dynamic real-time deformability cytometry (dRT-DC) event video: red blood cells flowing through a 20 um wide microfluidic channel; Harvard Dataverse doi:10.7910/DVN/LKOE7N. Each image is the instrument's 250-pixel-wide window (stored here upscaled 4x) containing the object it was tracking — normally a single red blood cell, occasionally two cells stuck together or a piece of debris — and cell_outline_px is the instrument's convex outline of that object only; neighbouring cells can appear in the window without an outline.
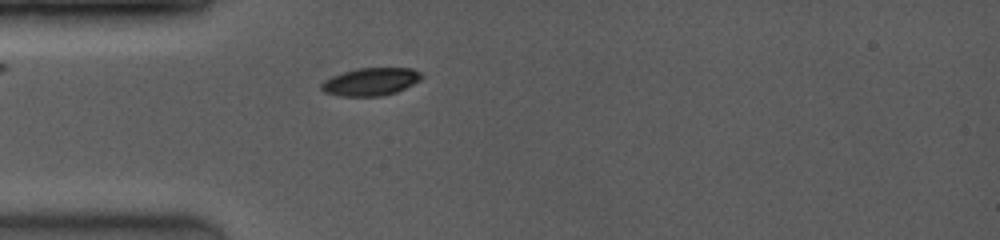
{"species": "common noctule bat (a hibernating species)", "species_latin": "Nyctalus noctula", "temperature_condition": "room temperature", "stored_images_in_passage": 9, "camera_frame_rate_fps": 4000, "um_per_image_px": 0.085, "animal": {"sex": "female", "body_mass_g": 19.0, "forearm_length_mm": 53.3}, "frame": {"image": 1, "passage_image": 1, "time_ms": 0.0, "image_size_px": [1000, 240], "cell_outline_px": [[424, 76], [420, 80], [396, 92], [380, 96], [340, 96], [324, 92], [320, 88], [320, 84], [324, 80], [332, 76], [356, 68], [412, 68], [420, 72]], "centroid_in_image_um": [31.49, 6.94], "position_along_channel_um": 53.5, "area_um2": 16.18}}
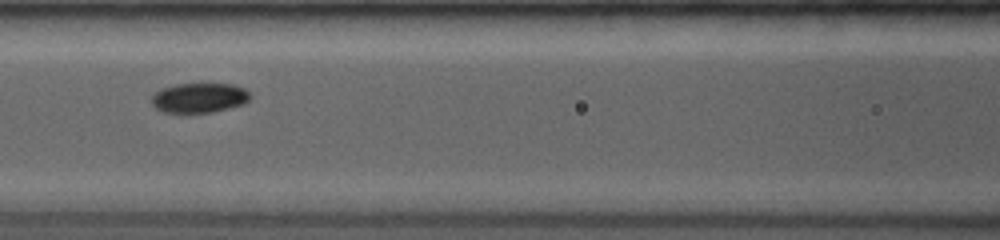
{"frame": {"image": 2, "passage_image": 6, "time_ms": 2.5, "image_size_px": [1000, 240], "cell_outline_px": [[252, 96], [244, 104], [212, 112], [164, 112], [156, 108], [152, 104], [152, 96], [156, 92], [164, 88], [180, 84], [232, 84], [244, 88]], "centroid_in_image_um": [16.97, 8.31], "position_along_channel_um": 149.6, "area_um2": 16.82}}
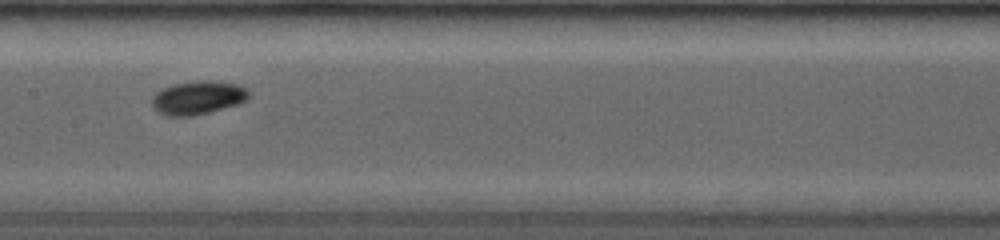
{"frame": {"image": 3, "passage_image": 8, "time_ms": 3.5, "image_size_px": [1000, 240], "cell_outline_px": [[248, 96], [240, 104], [192, 116], [168, 116], [152, 108], [152, 100], [164, 88], [176, 84], [232, 84], [244, 88], [248, 92]], "centroid_in_image_um": [16.79, 8.39], "position_along_channel_um": 190.6, "area_um2": 17.34}}